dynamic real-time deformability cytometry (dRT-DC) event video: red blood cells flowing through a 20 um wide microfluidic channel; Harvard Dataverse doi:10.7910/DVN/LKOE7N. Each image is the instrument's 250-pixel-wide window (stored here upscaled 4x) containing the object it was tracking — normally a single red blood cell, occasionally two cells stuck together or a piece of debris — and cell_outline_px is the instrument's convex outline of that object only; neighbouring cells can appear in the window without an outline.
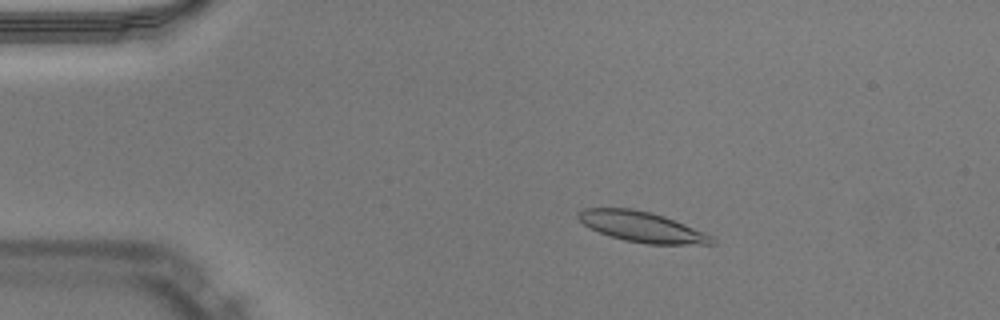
{"species": "Egyptian fruit bat (a non-hibernating species)", "species_latin": "Rousettus aegyptiacus", "temperature_condition": "warm", "stored_images_in_passage": 51, "camera_frame_rate_fps": 3000, "um_per_image_px": 0.085, "animal": {"sex": "male"}, "frame": {"image": 1, "passage_image": 10, "time_ms": 3.0, "image_size_px": [1000, 320], "cell_outline_px": [[716, 244], [648, 244], [624, 240], [600, 232], [584, 224], [576, 216], [584, 208], [632, 208], [652, 212], [664, 216], [704, 232], [712, 236], [716, 240]], "centroid_in_image_um": [54.6, 19.28], "position_along_channel_um": 30.4, "area_um2": 23.41}}
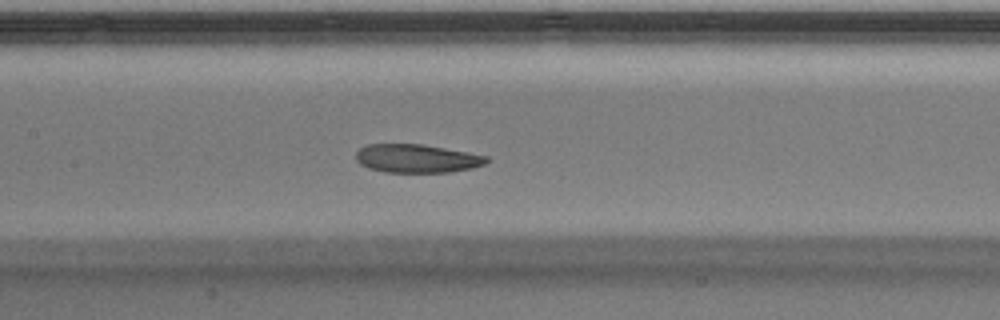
{"frame": {"image": 2, "passage_image": 25, "time_ms": 8.0, "image_size_px": [1000, 320], "cell_outline_px": [[488, 160], [484, 164], [472, 168], [452, 172], [384, 172], [368, 168], [360, 164], [356, 160], [356, 152], [360, 148], [368, 144], [420, 144], [444, 148], [488, 156]], "centroid_in_image_um": [35.4, 13.47], "position_along_channel_um": 172.0, "area_um2": 21.56}}
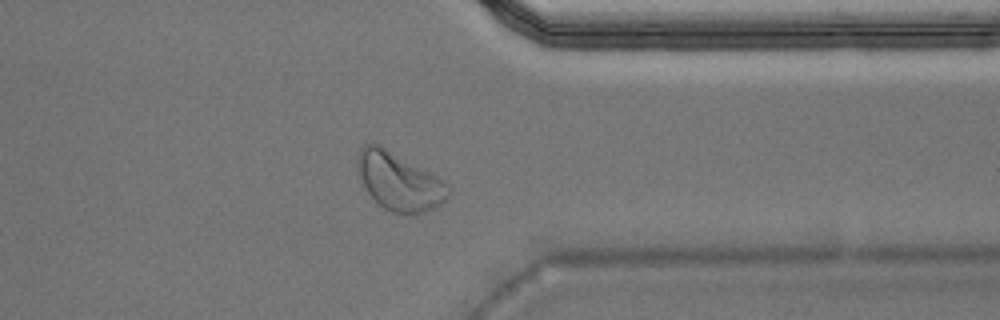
{"frame": {"image": 3, "passage_image": 41, "time_ms": 13.333, "image_size_px": [1000, 320], "cell_outline_px": [[452, 192], [440, 204], [428, 212], [416, 216], [392, 212], [384, 208], [368, 192], [360, 176], [356, 164], [356, 160], [360, 148], [364, 144], [380, 144], [444, 180], [448, 184]], "centroid_in_image_um": [33.96, 15.44], "position_along_channel_um": 377.4, "area_um2": 30.75}, "authors_computed_cell_mechanics": {"area_um2": 23.409, "velocity_mm_per_s": 3.944, "shape_relaxation_time_tau1_ms": null, "shape_relaxation_time_tau2_ms": 8.5067, "deformation_change_tau1": null, "deformation_change_tau2": 0.1635}}